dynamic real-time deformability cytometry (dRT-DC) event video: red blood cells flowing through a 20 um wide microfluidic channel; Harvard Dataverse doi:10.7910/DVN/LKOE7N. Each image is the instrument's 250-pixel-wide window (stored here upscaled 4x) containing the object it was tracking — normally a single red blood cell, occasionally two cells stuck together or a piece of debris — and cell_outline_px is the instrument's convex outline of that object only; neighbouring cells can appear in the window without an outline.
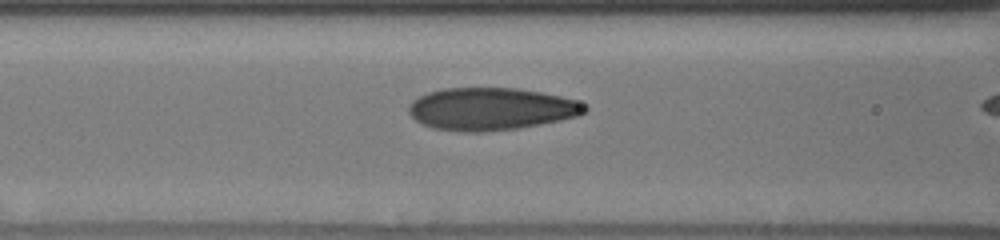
{"species": "human", "species_latin": "Homo sapiens", "temperature_condition": "cold", "stored_images_in_passage": 10, "camera_frame_rate_fps": 3000, "um_per_image_px": 0.085, "donor": {"sex": "male"}, "frame": {"image": 1, "passage_image": 7, "time_ms": 1.667, "image_size_px": [1000, 240], "cell_outline_px": [[588, 108], [580, 116], [540, 124], [516, 128], [480, 132], [464, 132], [432, 128], [420, 124], [408, 112], [408, 104], [412, 100], [428, 92], [444, 88], [516, 88], [540, 92], [560, 96], [576, 100], [584, 104]], "centroid_in_image_um": [41.71, 9.26], "position_along_channel_um": 124.9, "area_um2": 43.58}}